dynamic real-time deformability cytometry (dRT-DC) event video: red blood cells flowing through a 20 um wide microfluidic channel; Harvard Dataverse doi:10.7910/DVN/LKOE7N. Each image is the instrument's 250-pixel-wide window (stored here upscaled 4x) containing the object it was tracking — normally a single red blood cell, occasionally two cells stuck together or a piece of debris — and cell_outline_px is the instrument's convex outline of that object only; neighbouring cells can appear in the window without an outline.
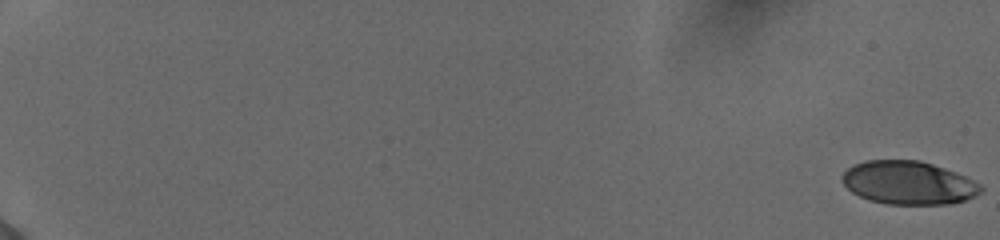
{"species": "human", "species_latin": "Homo sapiens", "temperature_condition": "cold", "stored_images_in_passage": 57, "camera_frame_rate_fps": 3000, "um_per_image_px": 0.085, "donor": {"sex": "female"}, "frame": {"image": 1, "passage_image": 1, "time_ms": 0.0, "image_size_px": [1000, 240], "cell_outline_px": [[984, 192], [976, 196], [964, 200], [948, 204], [888, 204], [868, 200], [852, 192], [840, 180], [840, 176], [848, 168], [864, 160], [920, 160], [956, 172], [980, 184], [984, 188]], "centroid_in_image_um": [77.22, 15.54], "position_along_channel_um": 7.8, "area_um2": 35.08}}
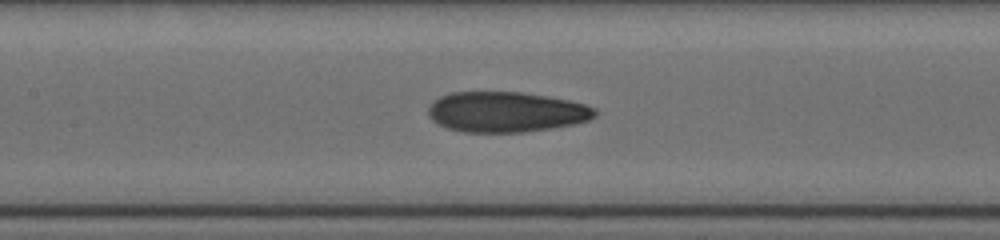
{"frame": {"image": 2, "passage_image": 31, "time_ms": 10.0, "image_size_px": [1000, 240], "cell_outline_px": [[600, 112], [596, 116], [588, 120], [576, 124], [552, 128], [524, 132], [464, 132], [448, 128], [436, 124], [428, 116], [428, 108], [440, 96], [452, 92], [520, 92], [548, 96], [568, 100], [584, 104], [596, 108]], "centroid_in_image_um": [43.05, 9.52], "position_along_channel_um": 164.4, "area_um2": 39.42}}
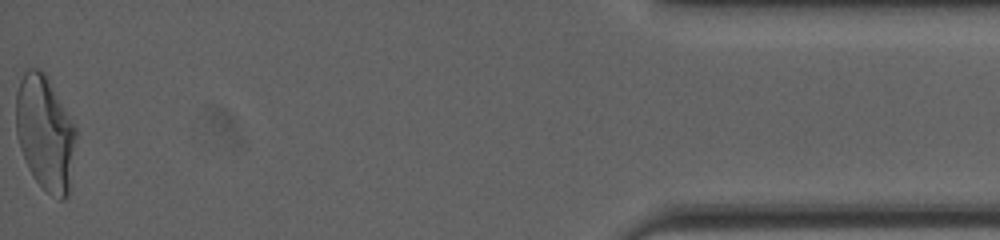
{"frame": {"image": 3, "passage_image": 57, "time_ms": 18.667, "image_size_px": [1000, 240], "cell_outline_px": [[76, 136], [68, 196], [64, 200], [60, 200], [52, 196], [36, 180], [28, 168], [20, 148], [16, 136], [16, 92], [20, 80], [24, 72], [28, 68], [36, 68], [44, 72], [48, 76], [76, 128]], "centroid_in_image_um": [3.82, 11.28], "position_along_channel_um": 431.4, "area_um2": 40.11}, "authors_computed_cell_mechanics": {"area_um2": 38.4948, "velocity_mm_per_s": 3.9051, "shape_relaxation_time_tau1_ms": 7.5615, "shape_relaxation_time_tau2_ms": 1.3521, "deformation_change_tau1": 0.2222, "deformation_change_tau2": 0.0798}}